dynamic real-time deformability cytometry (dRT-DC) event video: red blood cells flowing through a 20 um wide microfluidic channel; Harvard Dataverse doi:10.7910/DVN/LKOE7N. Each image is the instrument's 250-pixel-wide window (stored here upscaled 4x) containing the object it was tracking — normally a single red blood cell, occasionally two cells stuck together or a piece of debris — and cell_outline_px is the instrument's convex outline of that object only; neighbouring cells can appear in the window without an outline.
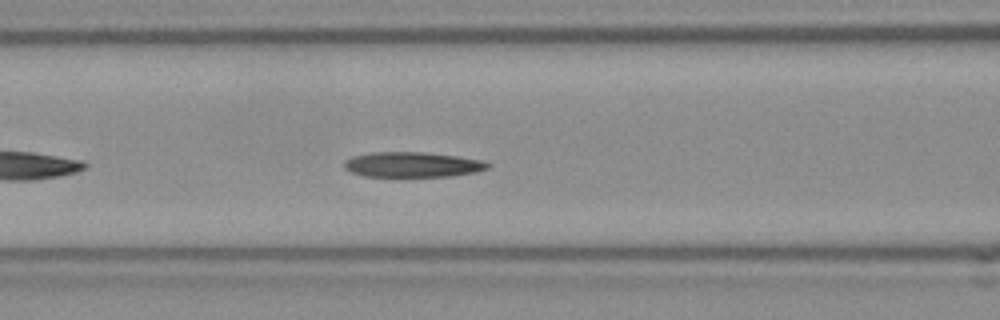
{"species": "Egyptian fruit bat (a non-hibernating species)", "species_latin": "Rousettus aegyptiacus", "temperature_condition": "room temperature", "stored_images_in_passage": 28, "camera_frame_rate_fps": 3000, "um_per_image_px": 0.085, "frame": {"image": 1, "passage_image": 9, "time_ms": 2.667, "image_size_px": [1000, 320], "cell_outline_px": [[488, 168], [476, 172], [452, 176], [364, 176], [352, 172], [344, 168], [344, 160], [352, 156], [372, 152], [424, 152], [456, 156], [484, 160], [488, 164]], "centroid_in_image_um": [35.04, 13.98], "position_along_channel_um": 131.6, "area_um2": 20.98}}
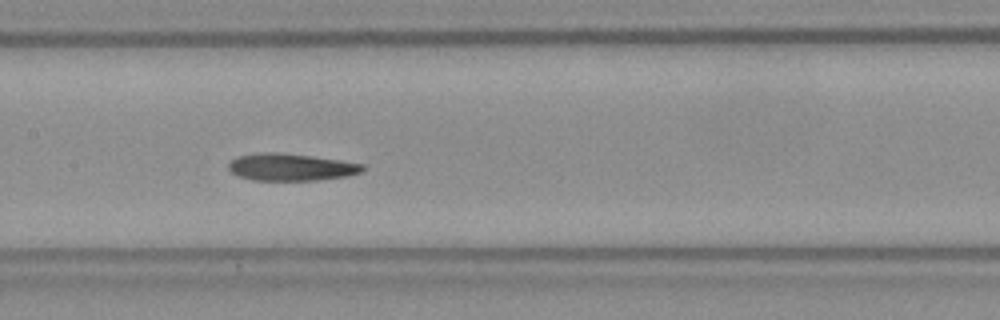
{"frame": {"image": 2, "passage_image": 13, "time_ms": 4.0, "image_size_px": [1000, 320], "cell_outline_px": [[364, 168], [360, 172], [344, 176], [316, 180], [252, 180], [240, 176], [232, 172], [228, 168], [228, 164], [236, 156], [264, 152], [276, 152], [340, 160], [364, 164]], "centroid_in_image_um": [24.69, 14.2], "position_along_channel_um": 182.7, "area_um2": 20.87}, "authors_computed_cell_mechanics": {"area_um2": 21.5883, "velocity_mm_per_s": 3.8231, "shape_relaxation_time_tau1_ms": null, "shape_relaxation_time_tau2_ms": 3.684, "deformation_change_tau1": null, "deformation_change_tau2": 0.1108}}